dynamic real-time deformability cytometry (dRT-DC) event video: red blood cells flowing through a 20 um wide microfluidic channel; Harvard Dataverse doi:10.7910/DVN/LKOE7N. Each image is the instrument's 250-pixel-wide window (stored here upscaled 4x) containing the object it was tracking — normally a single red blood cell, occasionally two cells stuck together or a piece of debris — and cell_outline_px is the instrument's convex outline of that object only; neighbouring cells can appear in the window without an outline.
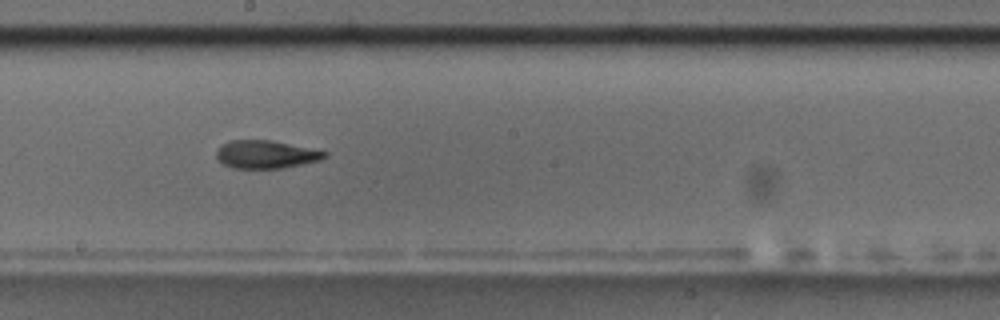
{"species": "common noctule bat (a hibernating species)", "species_latin": "Nyctalus noctula", "temperature_condition": "room temperature", "stored_images_in_passage": 14, "camera_frame_rate_fps": 3000, "um_per_image_px": 0.085, "animal": {"sex": "male", "body_mass_g": 17.5, "forearm_length_mm": 52.3}, "frame": {"image": 1, "passage_image": 7, "time_ms": 6.667, "image_size_px": [1000, 320], "cell_outline_px": [[328, 156], [320, 160], [280, 168], [236, 168], [224, 164], [216, 160], [216, 148], [220, 144], [232, 140], [272, 140], [328, 152]], "centroid_in_image_um": [22.55, 13.11], "position_along_channel_um": 225.6, "area_um2": 17.63}}
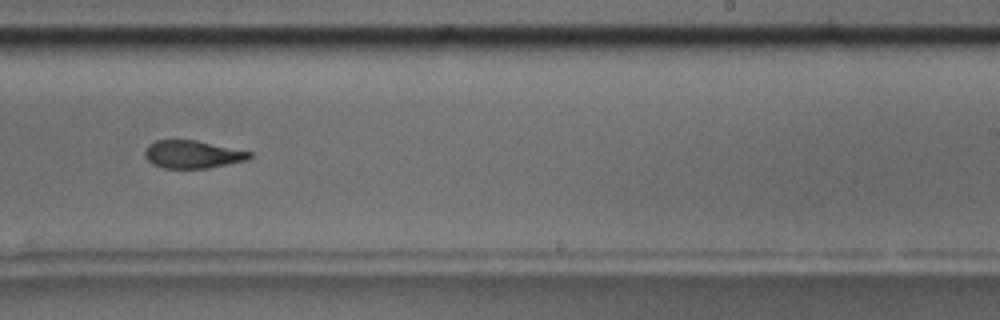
{"frame": {"image": 2, "passage_image": 8, "time_ms": 8.0, "image_size_px": [1000, 320], "cell_outline_px": [[252, 156], [248, 160], [208, 168], [164, 168], [152, 164], [144, 156], [144, 152], [148, 144], [156, 140], [196, 140], [252, 152]], "centroid_in_image_um": [16.36, 13.12], "position_along_channel_um": 272.6, "area_um2": 16.99}}